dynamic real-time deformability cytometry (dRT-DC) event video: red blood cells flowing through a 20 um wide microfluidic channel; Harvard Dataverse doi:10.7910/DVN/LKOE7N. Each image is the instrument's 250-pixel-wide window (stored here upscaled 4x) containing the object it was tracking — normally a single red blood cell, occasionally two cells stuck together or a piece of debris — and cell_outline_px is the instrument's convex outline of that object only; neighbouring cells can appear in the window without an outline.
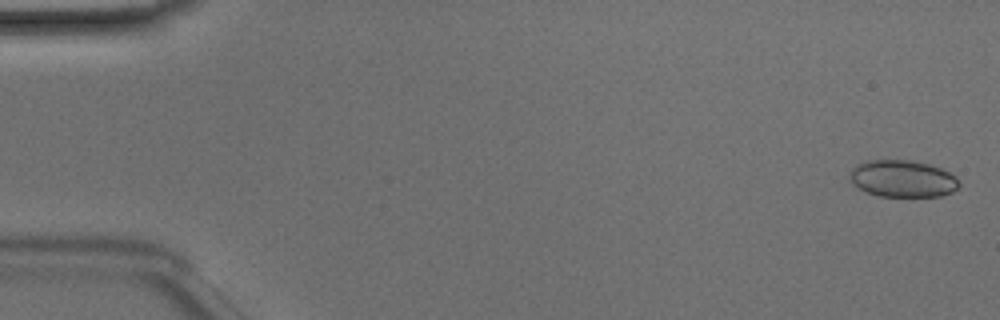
{"species": "Egyptian fruit bat (a non-hibernating species)", "species_latin": "Rousettus aegyptiacus", "temperature_condition": "room temperature", "stored_images_in_passage": 49, "camera_frame_rate_fps": 3000, "um_per_image_px": 0.085, "animal": {"sex": "male"}, "frame": {"image": 1, "passage_image": 2, "time_ms": 0.333, "image_size_px": [1000, 320], "cell_outline_px": [[960, 184], [952, 192], [940, 196], [880, 196], [868, 192], [852, 184], [848, 180], [848, 172], [856, 164], [868, 160], [912, 160], [928, 164], [940, 168], [956, 176]], "centroid_in_image_um": [76.68, 15.18], "position_along_channel_um": 8.3, "area_um2": 23.64}}
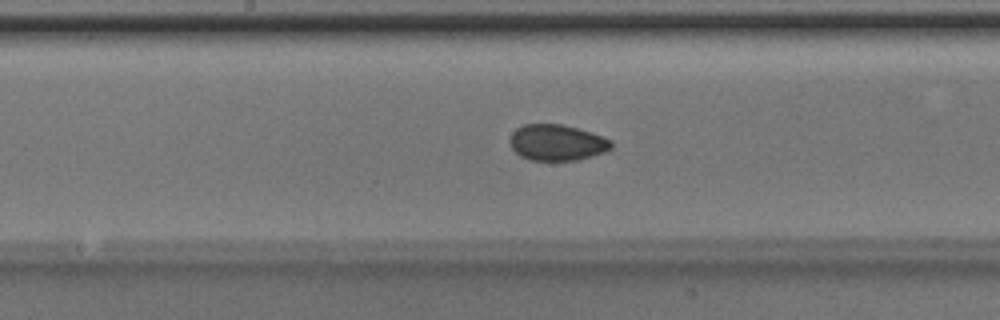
{"frame": {"image": 2, "passage_image": 26, "time_ms": 8.333, "image_size_px": [1000, 320], "cell_outline_px": [[612, 148], [604, 152], [592, 156], [576, 160], [528, 160], [520, 156], [512, 148], [508, 140], [512, 132], [516, 128], [524, 124], [560, 124], [592, 132], [612, 140]], "centroid_in_image_um": [47.32, 12.12], "position_along_channel_um": 200.9, "area_um2": 21.39}}
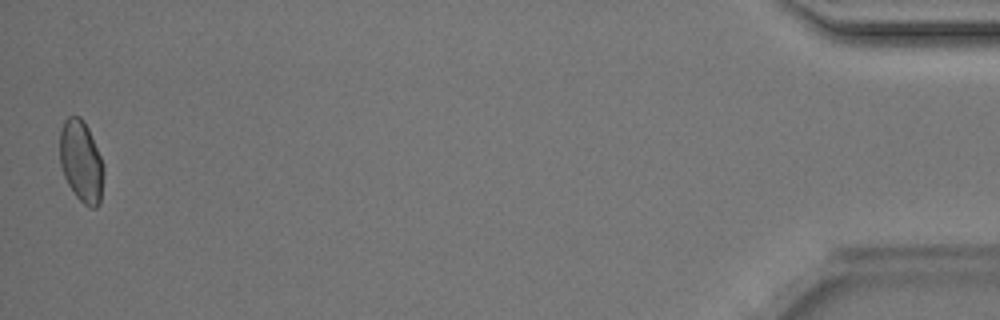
{"frame": {"image": 3, "passage_image": 49, "time_ms": 16.0, "image_size_px": [1000, 320], "cell_outline_px": [[104, 172], [100, 200], [96, 208], [88, 208], [76, 196], [68, 184], [64, 176], [60, 164], [60, 132], [64, 120], [68, 116], [80, 116], [84, 120], [88, 128], [104, 164]], "centroid_in_image_um": [6.9, 13.71], "position_along_channel_um": 428.3, "area_um2": 20.92}, "authors_computed_cell_mechanics": {"area_um2": 21.386, "velocity_mm_per_s": 4.1618, "shape_relaxation_time_tau1_ms": 4.002, "shape_relaxation_time_tau2_ms": 1.2087, "deformation_change_tau1": 0.0743, "deformation_change_tau2": 0.0442}}